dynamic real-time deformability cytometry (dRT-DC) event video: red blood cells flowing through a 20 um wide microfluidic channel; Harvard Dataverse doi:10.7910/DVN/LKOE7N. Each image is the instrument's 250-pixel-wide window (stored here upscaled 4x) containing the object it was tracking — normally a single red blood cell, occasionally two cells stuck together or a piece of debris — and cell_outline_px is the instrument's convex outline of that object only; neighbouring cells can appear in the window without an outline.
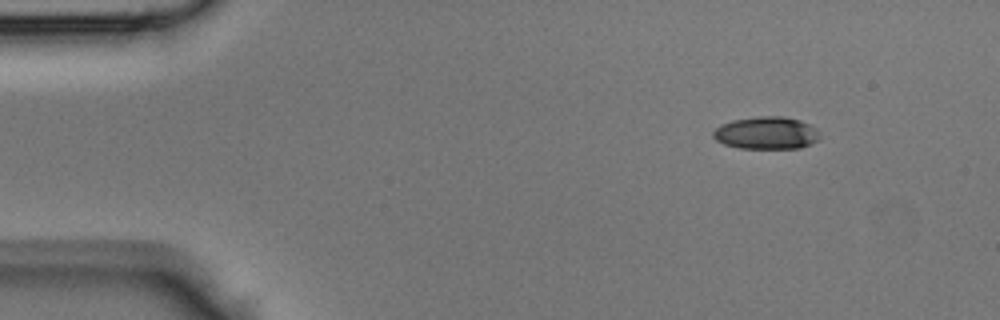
{"species": "Egyptian fruit bat (a non-hibernating species)", "species_latin": "Rousettus aegyptiacus", "temperature_condition": "room temperature", "stored_images_in_passage": 39, "camera_frame_rate_fps": 3000, "um_per_image_px": 0.085, "animal": {"sex": "male"}, "frame": {"image": 1, "passage_image": 1, "time_ms": 0.0, "image_size_px": [1000, 320], "cell_outline_px": [[820, 140], [800, 148], [740, 148], [724, 144], [716, 140], [712, 136], [712, 132], [720, 124], [732, 120], [756, 116], [784, 116], [800, 120], [816, 128], [820, 136]], "centroid_in_image_um": [65.14, 11.29], "position_along_channel_um": 19.9, "area_um2": 20.35}}
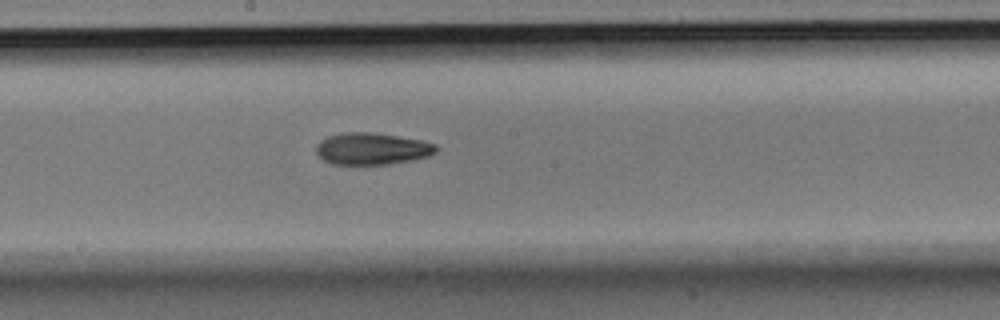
{"frame": {"image": 2, "passage_image": 19, "time_ms": 6.0, "image_size_px": [1000, 320], "cell_outline_px": [[440, 148], [436, 152], [428, 156], [388, 164], [332, 164], [324, 160], [316, 152], [316, 144], [320, 140], [328, 136], [344, 132], [372, 132], [420, 140], [436, 144]], "centroid_in_image_um": [31.6, 12.63], "position_along_channel_um": 216.6, "area_um2": 22.14}}
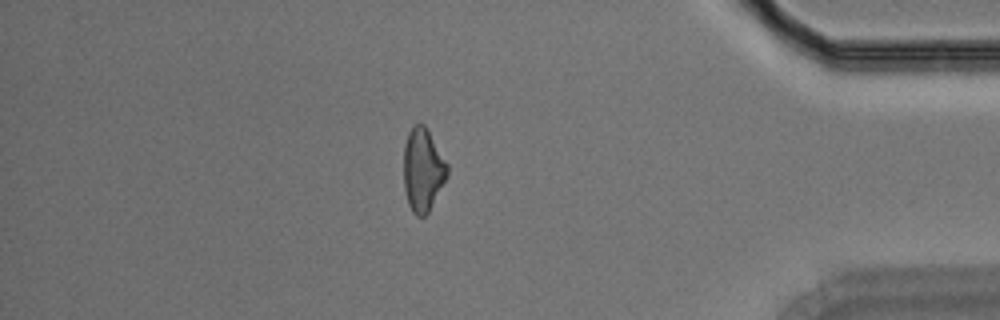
{"frame": {"image": 3, "passage_image": 33, "time_ms": 10.667, "image_size_px": [1000, 320], "cell_outline_px": [[448, 176], [428, 212], [424, 216], [416, 216], [412, 212], [408, 204], [404, 188], [404, 144], [408, 132], [412, 124], [424, 124], [448, 164]], "centroid_in_image_um": [35.93, 14.43], "position_along_channel_um": 399.3, "area_um2": 21.15}}